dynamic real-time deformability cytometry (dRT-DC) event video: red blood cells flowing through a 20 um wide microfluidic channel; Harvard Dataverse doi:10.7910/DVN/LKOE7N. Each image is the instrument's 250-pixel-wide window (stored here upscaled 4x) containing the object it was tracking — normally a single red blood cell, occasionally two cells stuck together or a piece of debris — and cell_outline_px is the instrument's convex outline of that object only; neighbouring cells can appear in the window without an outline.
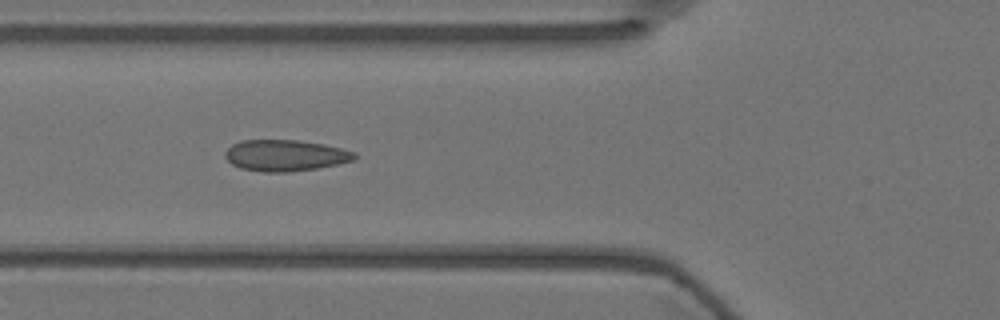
{"species": "Egyptian fruit bat (a non-hibernating species)", "species_latin": "Rousettus aegyptiacus", "temperature_condition": "warm", "stored_images_in_passage": 14, "camera_frame_rate_fps": 3000, "um_per_image_px": 0.085, "animal": {"sex": "female"}, "frame": {"image": 1, "passage_image": 7, "time_ms": 2.0, "image_size_px": [1000, 320], "cell_outline_px": [[356, 156], [352, 160], [336, 164], [316, 168], [288, 172], [264, 172], [240, 168], [232, 164], [224, 156], [224, 152], [232, 144], [240, 140], [296, 140], [324, 144], [356, 152]], "centroid_in_image_um": [24.2, 13.21], "position_along_channel_um": 101.6, "area_um2": 23.47}}
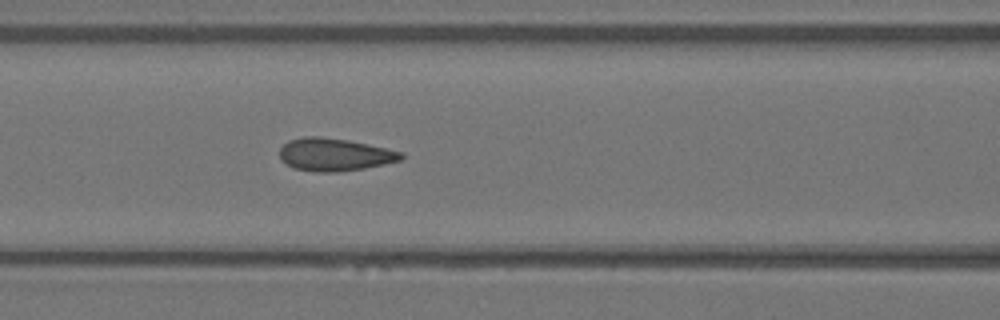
{"frame": {"image": 2, "passage_image": 10, "time_ms": 3.0, "image_size_px": [1000, 320], "cell_outline_px": [[404, 156], [400, 160], [384, 164], [364, 168], [336, 172], [316, 172], [292, 168], [280, 160], [280, 148], [288, 140], [304, 136], [320, 136], [348, 140], [368, 144], [404, 152]], "centroid_in_image_um": [28.41, 13.13], "position_along_channel_um": 138.2, "area_um2": 23.29}}